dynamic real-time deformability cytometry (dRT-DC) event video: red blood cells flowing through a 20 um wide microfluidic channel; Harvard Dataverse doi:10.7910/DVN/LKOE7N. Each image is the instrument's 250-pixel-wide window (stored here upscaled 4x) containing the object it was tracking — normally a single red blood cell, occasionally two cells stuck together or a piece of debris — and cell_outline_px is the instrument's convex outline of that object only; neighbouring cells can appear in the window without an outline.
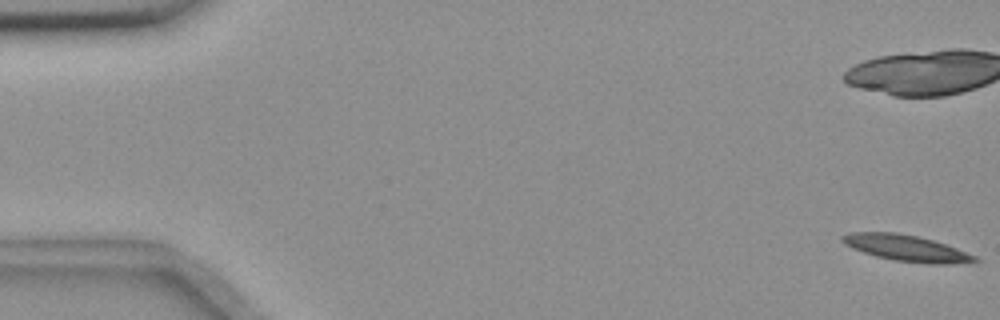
{"species": "common noctule bat (a hibernating species)", "species_latin": "Nyctalus noctula", "temperature_condition": "room temperature", "stored_images_in_passage": 9, "camera_frame_rate_fps": 3000, "um_per_image_px": 0.085, "animal": {"sex": "female", "body_mass_g": 18.4}, "frame": {"image": 1, "passage_image": 1, "time_ms": 0.0, "image_size_px": [1000, 320], "cell_outline_px": [[980, 260], [940, 264], [932, 264], [892, 260], [876, 256], [852, 248], [844, 244], [840, 240], [840, 236], [848, 232], [896, 232], [916, 236], [932, 240], [956, 248], [976, 256]], "centroid_in_image_um": [76.94, 21.07], "position_along_channel_um": 8.1, "area_um2": 19.94}}